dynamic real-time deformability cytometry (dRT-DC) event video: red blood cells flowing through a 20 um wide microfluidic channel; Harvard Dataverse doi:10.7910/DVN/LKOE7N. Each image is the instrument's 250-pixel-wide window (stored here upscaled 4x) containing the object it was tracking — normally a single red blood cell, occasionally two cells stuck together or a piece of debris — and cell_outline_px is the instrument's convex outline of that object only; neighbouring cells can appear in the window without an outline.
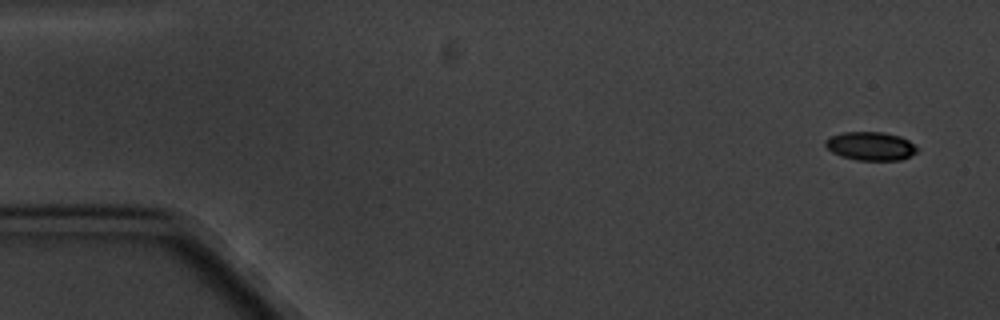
{"species": "common noctule bat (a hibernating species)", "species_latin": "Nyctalus noctula", "temperature_condition": "cold", "stored_images_in_passage": 5, "camera_frame_rate_fps": 3000, "um_per_image_px": 0.085, "animal": {"sex": "male", "body_mass_g": 20.1, "forearm_length_mm": 53.5}, "frame": {"image": 1, "passage_image": 1, "time_ms": 0.0, "image_size_px": [1000, 320], "cell_outline_px": [[916, 152], [900, 160], [856, 160], [840, 156], [832, 152], [824, 144], [824, 140], [828, 136], [844, 132], [884, 132], [900, 136], [908, 140], [916, 148]], "centroid_in_image_um": [73.94, 12.41], "position_along_channel_um": 11.1, "area_um2": 15.2}}
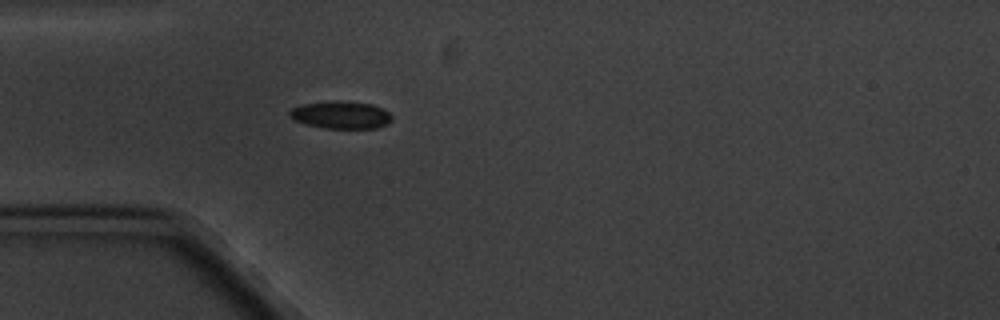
{"frame": {"image": 2, "passage_image": 5, "time_ms": 4.667, "image_size_px": [1000, 320], "cell_outline_px": [[392, 120], [388, 124], [376, 128], [324, 128], [308, 124], [296, 120], [288, 116], [288, 112], [292, 108], [304, 104], [336, 100], [372, 104], [388, 112], [392, 116]], "centroid_in_image_um": [28.99, 9.77], "position_along_channel_um": 56.0, "area_um2": 16.24}}